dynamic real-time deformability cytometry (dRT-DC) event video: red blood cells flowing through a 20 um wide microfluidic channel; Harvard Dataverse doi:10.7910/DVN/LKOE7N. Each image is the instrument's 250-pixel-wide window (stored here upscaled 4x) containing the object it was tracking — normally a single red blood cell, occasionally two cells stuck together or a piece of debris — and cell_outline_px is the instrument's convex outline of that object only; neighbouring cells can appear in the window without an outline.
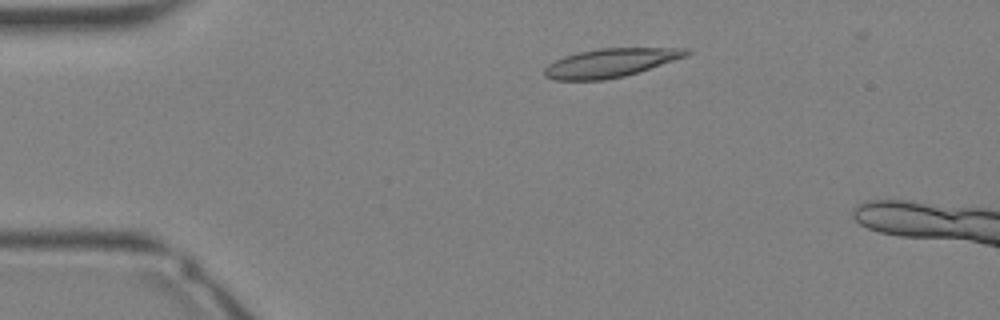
{"species": "Egyptian fruit bat (a non-hibernating species)", "species_latin": "Rousettus aegyptiacus", "temperature_condition": "warm", "stored_images_in_passage": 8, "camera_frame_rate_fps": 3000, "um_per_image_px": 0.085, "animal": {"sex": "female"}, "frame": {"image": 1, "passage_image": 5, "time_ms": 1.333, "image_size_px": [1000, 320], "cell_outline_px": [[692, 52], [684, 56], [624, 76], [604, 80], [556, 80], [544, 76], [544, 68], [548, 64], [564, 56], [580, 52], [600, 48], [688, 48]], "centroid_in_image_um": [51.82, 5.34], "position_along_channel_um": 33.2, "area_um2": 23.24}}